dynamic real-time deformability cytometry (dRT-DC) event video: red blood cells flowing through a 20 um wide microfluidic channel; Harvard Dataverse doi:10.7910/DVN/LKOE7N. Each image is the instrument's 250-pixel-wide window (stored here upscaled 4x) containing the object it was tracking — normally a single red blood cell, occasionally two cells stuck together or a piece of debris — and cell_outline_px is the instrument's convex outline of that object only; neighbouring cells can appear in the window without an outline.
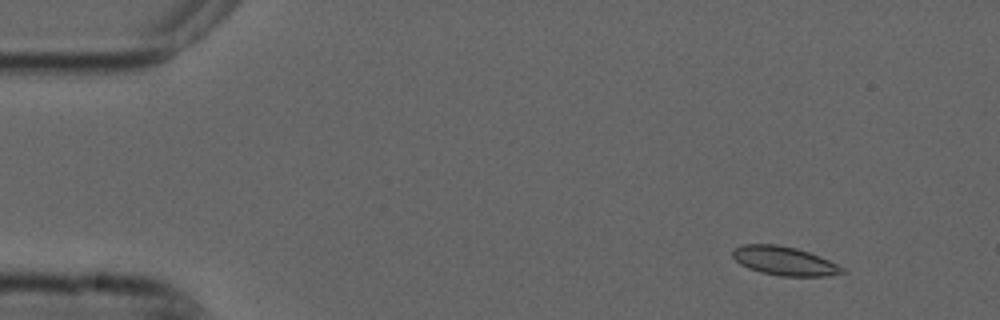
{"species": "common noctule bat (a hibernating species)", "species_latin": "Nyctalus noctula", "temperature_condition": "cold", "stored_images_in_passage": 4, "camera_frame_rate_fps": 3000, "um_per_image_px": 0.085, "animal": {"sex": "male", "forearm_length_mm": 52.5}, "frame": {"image": 1, "passage_image": 2, "time_ms": 0.333, "image_size_px": [1000, 320], "cell_outline_px": [[848, 272], [828, 276], [780, 276], [760, 272], [748, 268], [740, 264], [732, 256], [732, 248], [744, 244], [776, 244], [796, 248], [820, 256], [844, 268]], "centroid_in_image_um": [66.66, 22.18], "position_along_channel_um": 18.3, "area_um2": 18.5}}
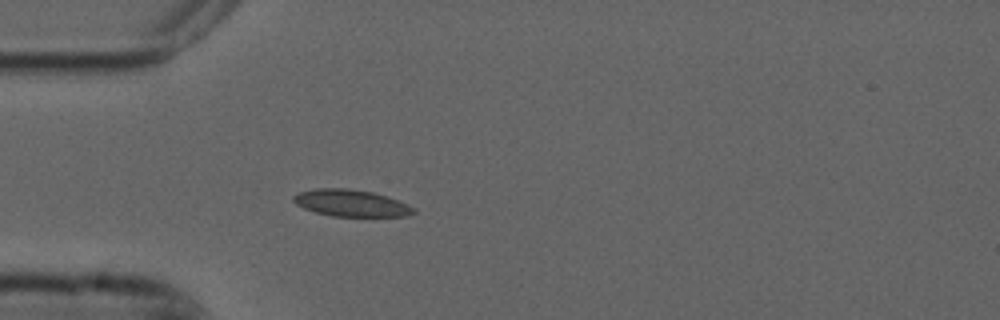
{"frame": {"image": 2, "passage_image": 4, "time_ms": 1.0, "image_size_px": [1000, 320], "cell_outline_px": [[416, 212], [408, 216], [332, 216], [316, 212], [304, 208], [296, 204], [292, 200], [292, 196], [300, 192], [316, 188], [348, 188], [372, 192], [388, 196], [408, 204], [416, 208]], "centroid_in_image_um": [29.87, 17.26], "position_along_channel_um": 55.1, "area_um2": 18.84}}